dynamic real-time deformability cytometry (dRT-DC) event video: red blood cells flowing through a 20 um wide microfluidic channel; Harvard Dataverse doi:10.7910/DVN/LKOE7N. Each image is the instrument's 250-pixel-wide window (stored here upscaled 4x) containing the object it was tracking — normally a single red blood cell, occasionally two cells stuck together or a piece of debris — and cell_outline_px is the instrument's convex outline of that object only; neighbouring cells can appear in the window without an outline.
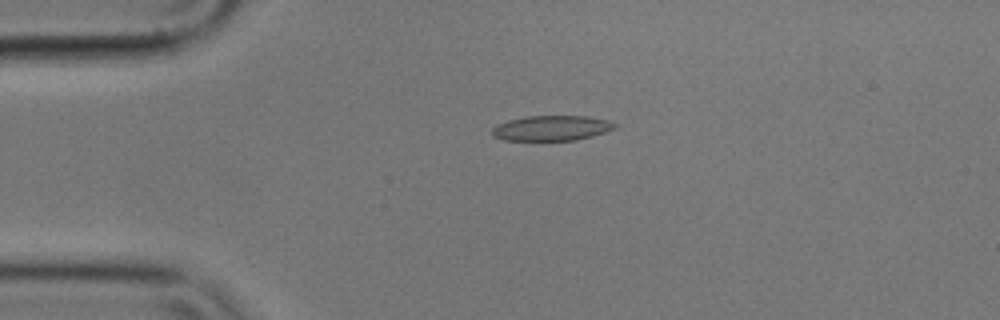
{"species": "common noctule bat (a hibernating species)", "species_latin": "Nyctalus noctula", "temperature_condition": "cold", "stored_images_in_passage": 4, "camera_frame_rate_fps": 3000, "um_per_image_px": 0.085, "animal": {"sex": "male", "body_mass_g": 17.9}, "frame": {"image": 1, "passage_image": 3, "time_ms": 0.667, "image_size_px": [1000, 320], "cell_outline_px": [[620, 124], [616, 128], [592, 136], [576, 140], [504, 140], [492, 136], [492, 128], [496, 124], [508, 120], [524, 116], [588, 116], [608, 120]], "centroid_in_image_um": [46.89, 10.88], "position_along_channel_um": 38.1, "area_um2": 18.15}}